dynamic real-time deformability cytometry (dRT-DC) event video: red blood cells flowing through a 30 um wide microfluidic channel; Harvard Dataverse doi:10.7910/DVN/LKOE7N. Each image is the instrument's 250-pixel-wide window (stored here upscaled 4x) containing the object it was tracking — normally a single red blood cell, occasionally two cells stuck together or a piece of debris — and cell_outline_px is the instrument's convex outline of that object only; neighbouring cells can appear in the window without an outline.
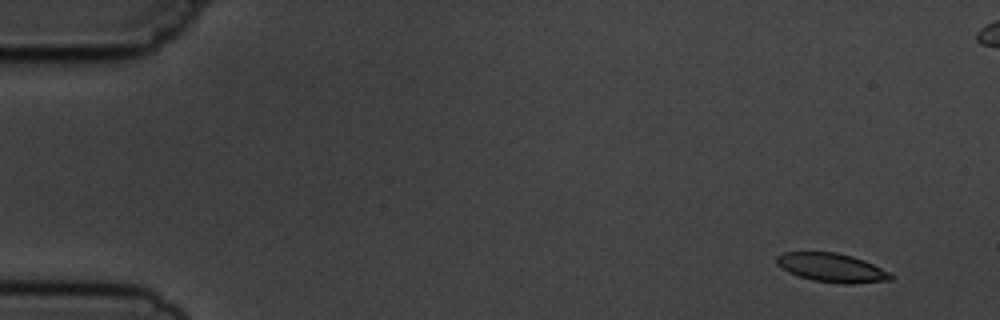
{"species": "common noctule bat (a hibernating species)", "species_latin": "Nyctalus noctula", "temperature_condition": "cold", "stored_images_in_passage": 5, "segment_of_instrument_passage": [2, 2], "camera_frame_rate_fps": 3000, "um_per_image_px": 0.085, "animal": {"sex": "male", "body_mass_g": 19.5, "forearm_length_mm": 54.6}, "frame": {"image": 1, "passage_image": 5, "time_ms": 4.667, "image_size_px": [1000, 320], "cell_outline_px": [[892, 280], [852, 284], [844, 284], [812, 280], [788, 272], [780, 268], [776, 264], [776, 256], [784, 252], [836, 252], [852, 256], [864, 260], [888, 272], [892, 276]], "centroid_in_image_um": [70.66, 22.75], "position_along_channel_um": 14.3, "area_um2": 19.13}}